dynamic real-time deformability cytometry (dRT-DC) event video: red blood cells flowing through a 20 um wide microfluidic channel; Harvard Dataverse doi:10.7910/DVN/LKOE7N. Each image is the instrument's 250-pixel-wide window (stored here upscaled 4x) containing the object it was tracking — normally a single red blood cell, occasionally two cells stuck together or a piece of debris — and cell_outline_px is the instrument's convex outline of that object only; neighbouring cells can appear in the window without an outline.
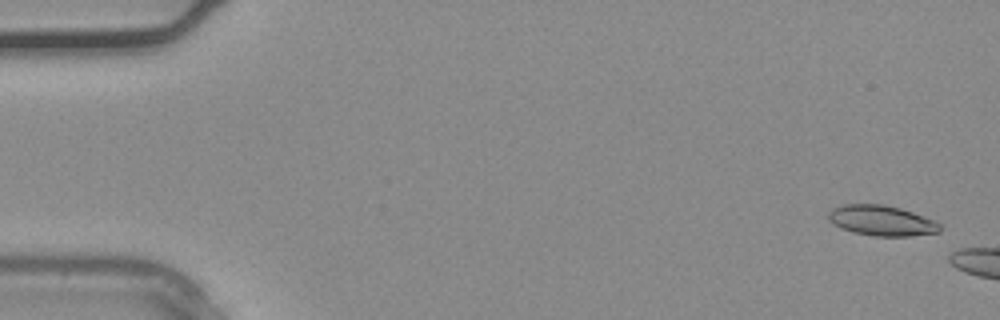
{"species": "common noctule bat (a hibernating species)", "species_latin": "Nyctalus noctula", "temperature_condition": "warm", "stored_images_in_passage": 6, "camera_frame_rate_fps": 3000, "um_per_image_px": 0.085, "animal": {"sex": "male", "body_mass_g": 20.4}, "frame": {"image": 1, "passage_image": 2, "time_ms": 0.333, "image_size_px": [1000, 320], "cell_outline_px": [[944, 224], [940, 232], [912, 236], [872, 236], [852, 232], [840, 228], [832, 224], [828, 220], [828, 212], [832, 208], [844, 204], [884, 204], [900, 208], [912, 212]], "centroid_in_image_um": [74.94, 18.76], "position_along_channel_um": 10.1, "area_um2": 20.06}}